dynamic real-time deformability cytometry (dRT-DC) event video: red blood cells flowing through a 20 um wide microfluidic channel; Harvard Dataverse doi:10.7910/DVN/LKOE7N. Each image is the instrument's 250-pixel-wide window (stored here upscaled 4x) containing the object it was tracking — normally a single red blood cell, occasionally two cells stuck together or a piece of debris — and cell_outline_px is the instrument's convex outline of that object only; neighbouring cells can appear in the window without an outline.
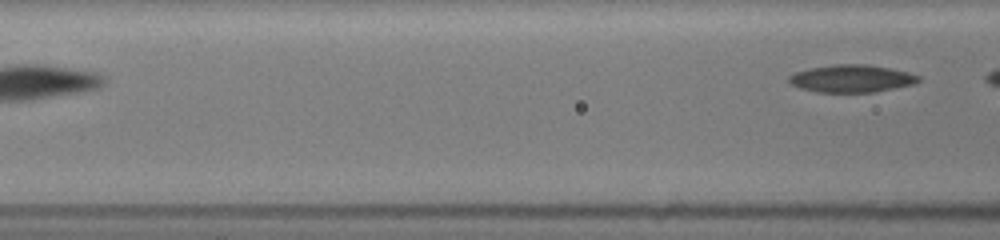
{"species": "common noctule bat (a hibernating species)", "species_latin": "Nyctalus noctula", "temperature_condition": "room temperature", "stored_images_in_passage": 6, "segment_of_instrument_passage": [2, 2], "camera_frame_rate_fps": 3000, "um_per_image_px": 0.085, "animal": {"sex": "female", "body_mass_g": 19.5, "forearm_length_mm": 54.1}, "frame": {"image": 1, "passage_image": 6, "time_ms": 3.667, "image_size_px": [1000, 240], "cell_outline_px": [[920, 80], [912, 84], [876, 92], [816, 92], [800, 88], [792, 84], [788, 80], [788, 76], [796, 72], [808, 68], [836, 64], [868, 64], [908, 72], [920, 76]], "centroid_in_image_um": [72.36, 6.67], "position_along_channel_um": 94.2, "area_um2": 20.69}}